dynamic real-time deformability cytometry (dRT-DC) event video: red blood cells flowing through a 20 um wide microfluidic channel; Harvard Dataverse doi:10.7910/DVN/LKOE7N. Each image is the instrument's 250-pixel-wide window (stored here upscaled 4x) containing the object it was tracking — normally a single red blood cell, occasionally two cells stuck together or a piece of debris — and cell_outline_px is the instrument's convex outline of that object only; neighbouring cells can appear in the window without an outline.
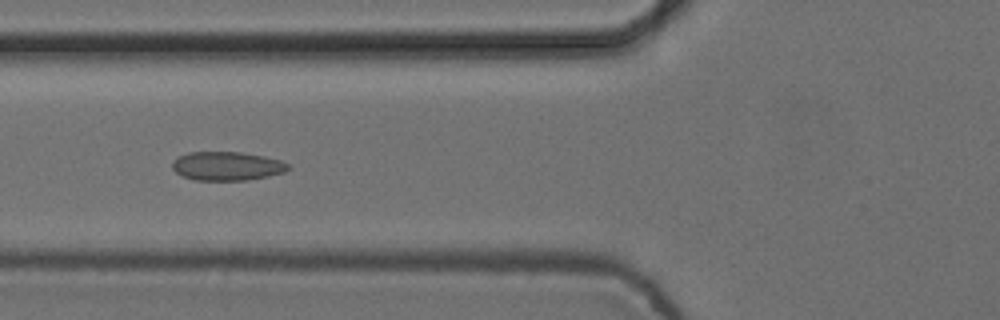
{"species": "common noctule bat (a hibernating species)", "species_latin": "Nyctalus noctula", "temperature_condition": "cold", "stored_images_in_passage": 10, "camera_frame_rate_fps": 3000, "um_per_image_px": 0.085, "animal": {"sex": "female", "body_mass_g": 24.6, "forearm_length_mm": 56.2}, "frame": {"image": 1, "passage_image": 5, "time_ms": 1.333, "image_size_px": [1000, 320], "cell_outline_px": [[292, 168], [284, 172], [268, 176], [248, 180], [196, 180], [184, 176], [176, 172], [172, 168], [172, 160], [176, 156], [188, 152], [240, 152], [264, 156], [280, 160], [288, 164]], "centroid_in_image_um": [19.28, 14.11], "position_along_channel_um": 106.5, "area_um2": 19.54}}
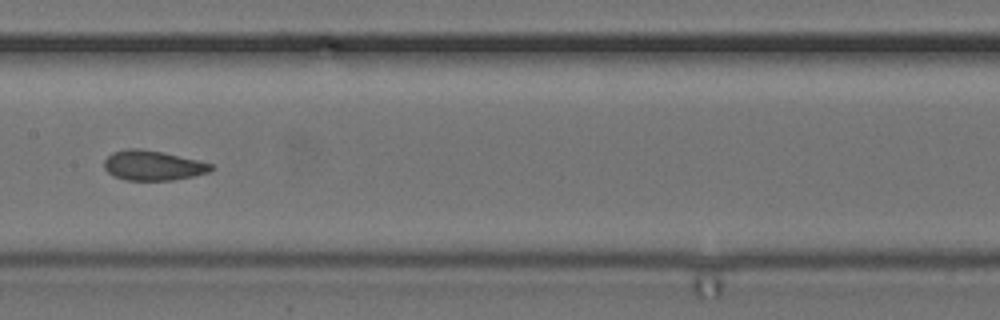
{"frame": {"image": 2, "passage_image": 7, "time_ms": 2.0, "image_size_px": [1000, 320], "cell_outline_px": [[216, 168], [208, 172], [192, 176], [172, 180], [124, 180], [112, 176], [104, 168], [104, 160], [112, 152], [128, 148], [136, 148], [160, 152], [196, 160], [212, 164]], "centroid_in_image_um": [12.95, 14.07], "position_along_channel_um": 194.4, "area_um2": 18.44}}
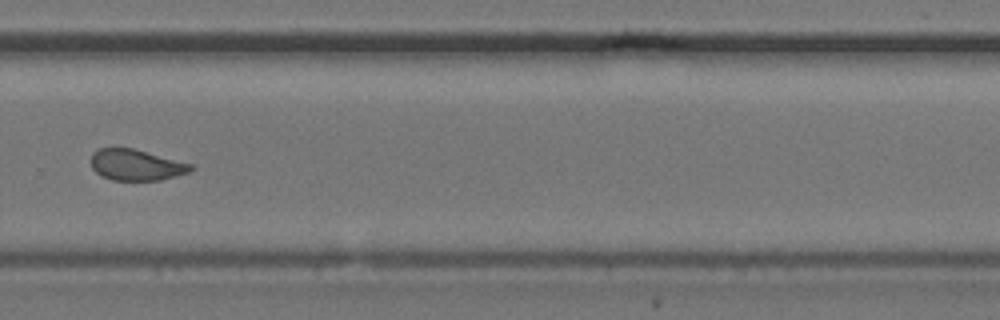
{"frame": {"image": 3, "passage_image": 10, "time_ms": 3.0, "image_size_px": [1000, 320], "cell_outline_px": [[196, 168], [188, 172], [160, 180], [112, 180], [100, 176], [92, 168], [92, 152], [96, 148], [132, 148], [192, 164]], "centroid_in_image_um": [11.55, 14.02], "position_along_channel_um": 318.3, "area_um2": 17.98}}